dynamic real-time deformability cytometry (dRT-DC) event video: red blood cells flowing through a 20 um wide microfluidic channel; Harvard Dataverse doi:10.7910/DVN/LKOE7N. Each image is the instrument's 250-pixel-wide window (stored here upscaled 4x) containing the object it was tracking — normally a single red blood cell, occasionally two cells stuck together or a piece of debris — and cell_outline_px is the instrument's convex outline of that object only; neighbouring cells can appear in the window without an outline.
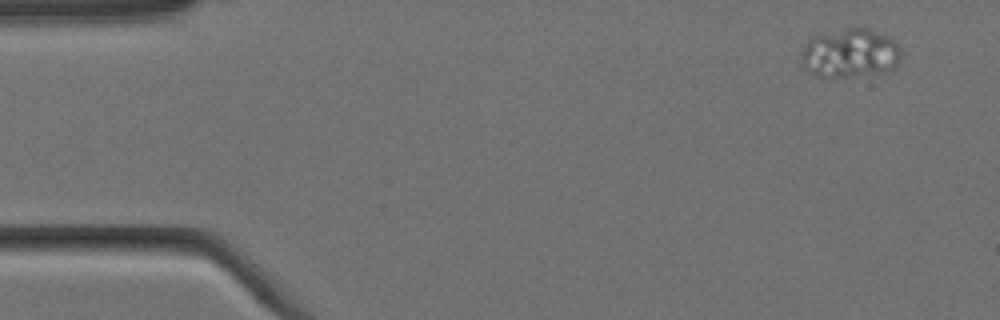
{"species": "Egyptian fruit bat (a non-hibernating species)", "species_latin": "Rousettus aegyptiacus", "temperature_condition": "cold", "stored_images_in_passage": 10, "camera_frame_rate_fps": 3000, "um_per_image_px": 0.085, "animal": {"sex": "female"}, "frame": {"image": 1, "passage_image": 1, "time_ms": 0.0, "image_size_px": [1000, 320], "cell_outline_px": [[900, 56], [896, 64], [892, 68], [844, 76], [816, 76], [808, 72], [800, 64], [800, 52], [804, 44], [812, 36], [848, 28], [868, 28], [892, 40], [900, 48]], "centroid_in_image_um": [72.13, 4.49], "position_along_channel_um": 12.9, "area_um2": 27.69}}
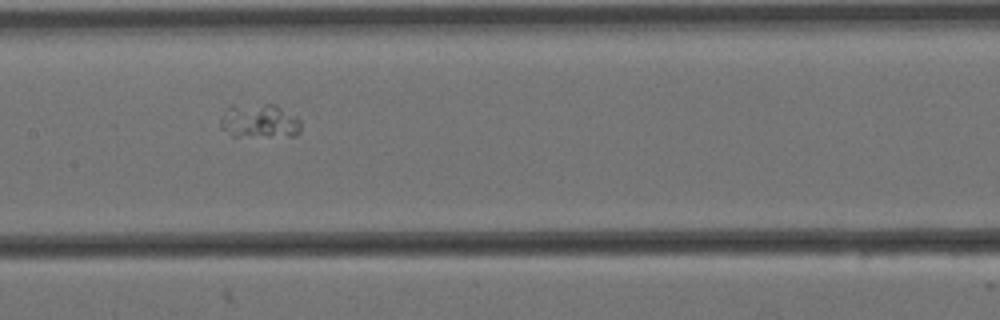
{"frame": {"image": 2, "passage_image": 8, "time_ms": 2.333, "image_size_px": [1000, 320], "cell_outline_px": [[300, 132], [296, 136], [232, 136], [220, 128], [220, 120], [228, 108], [264, 104], [272, 104], [296, 116], [300, 120]], "centroid_in_image_um": [22.09, 10.33], "position_along_channel_um": 185.3, "area_um2": 15.55}}
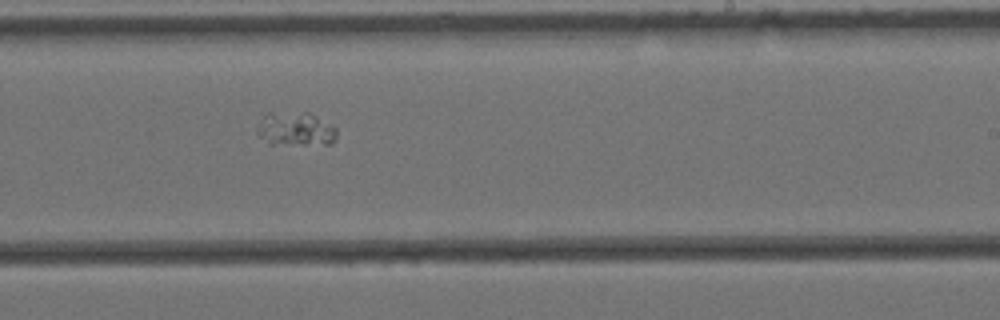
{"frame": {"image": 3, "passage_image": 10, "time_ms": 3.0, "image_size_px": [1000, 320], "cell_outline_px": [[336, 140], [332, 144], [268, 144], [256, 132], [264, 116], [268, 112], [308, 112], [316, 116], [336, 128]], "centroid_in_image_um": [25.14, 10.97], "position_along_channel_um": 263.9, "area_um2": 15.61}}